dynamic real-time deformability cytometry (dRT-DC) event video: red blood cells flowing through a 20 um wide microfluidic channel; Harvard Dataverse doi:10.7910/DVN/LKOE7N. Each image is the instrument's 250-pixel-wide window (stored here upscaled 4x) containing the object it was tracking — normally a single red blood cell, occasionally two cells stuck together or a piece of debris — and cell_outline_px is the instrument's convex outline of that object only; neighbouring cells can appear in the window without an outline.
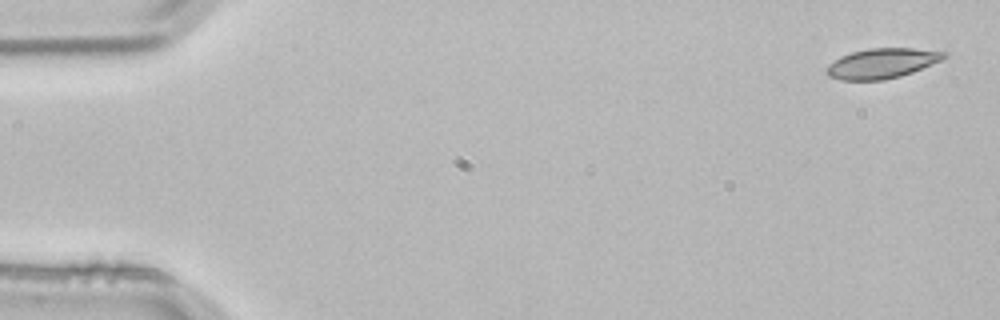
{"species": "common noctule bat (a hibernating species)", "species_latin": "Nyctalus noctula", "temperature_condition": "room temperature", "stored_images_in_passage": 4, "camera_frame_rate_fps": 3000, "um_per_image_px": 0.085, "animal": {"sex": "male", "body_mass_g": 21.5, "forearm_length_mm": 52.0}, "frame": {"image": 1, "passage_image": 1, "time_ms": 0.0, "image_size_px": [1000, 320], "cell_outline_px": [[948, 56], [940, 60], [912, 72], [900, 76], [884, 80], [840, 80], [828, 76], [824, 72], [828, 64], [840, 56], [852, 52], [868, 48], [912, 48], [948, 52]], "centroid_in_image_um": [74.92, 5.38], "position_along_channel_um": 10.1, "area_um2": 20.58}}
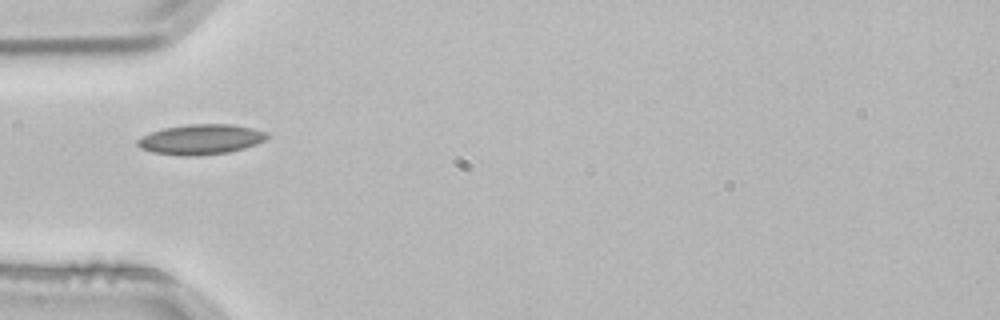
{"frame": {"image": 2, "passage_image": 4, "time_ms": 1.0, "image_size_px": [1000, 320], "cell_outline_px": [[268, 136], [264, 140], [256, 144], [244, 148], [228, 152], [196, 156], [184, 156], [152, 152], [140, 148], [136, 144], [136, 140], [140, 136], [164, 128], [188, 124], [232, 124], [252, 128], [268, 132]], "centroid_in_image_um": [17.05, 11.85], "position_along_channel_um": 68.0, "area_um2": 22.77}}